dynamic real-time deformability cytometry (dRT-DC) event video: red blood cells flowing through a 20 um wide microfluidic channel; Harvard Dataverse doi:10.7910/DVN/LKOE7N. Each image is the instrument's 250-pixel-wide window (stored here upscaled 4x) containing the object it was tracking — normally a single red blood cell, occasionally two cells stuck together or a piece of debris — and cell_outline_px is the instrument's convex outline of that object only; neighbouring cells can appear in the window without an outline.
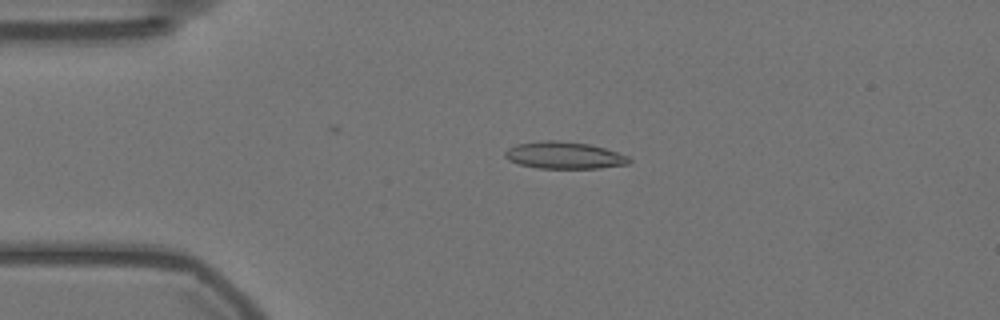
{"species": "Egyptian fruit bat (a non-hibernating species)", "species_latin": "Rousettus aegyptiacus", "temperature_condition": "warm", "stored_images_in_passage": 57, "camera_frame_rate_fps": 3000, "um_per_image_px": 0.085, "animal": {"sex": "female"}, "frame": {"image": 1, "passage_image": 13, "time_ms": 4.0, "image_size_px": [1000, 320], "cell_outline_px": [[632, 160], [628, 164], [600, 168], [540, 168], [520, 164], [508, 160], [504, 156], [504, 152], [508, 148], [516, 144], [548, 140], [556, 140], [588, 144], [604, 148], [628, 156]], "centroid_in_image_um": [47.95, 13.2], "position_along_channel_um": 37.1, "area_um2": 19.36}}
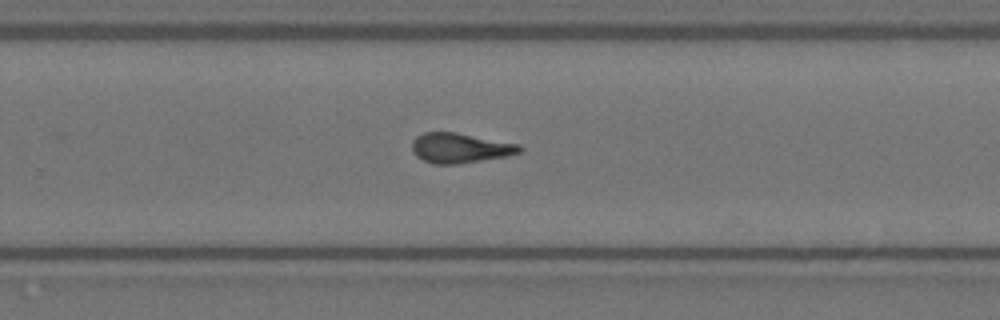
{"frame": {"image": 2, "passage_image": 37, "time_ms": 12.0, "image_size_px": [1000, 320], "cell_outline_px": [[524, 148], [520, 152], [508, 156], [456, 164], [432, 164], [416, 156], [412, 152], [412, 140], [416, 136], [424, 132], [456, 132], [520, 144]], "centroid_in_image_um": [39.1, 12.57], "position_along_channel_um": 290.7, "area_um2": 18.9}}
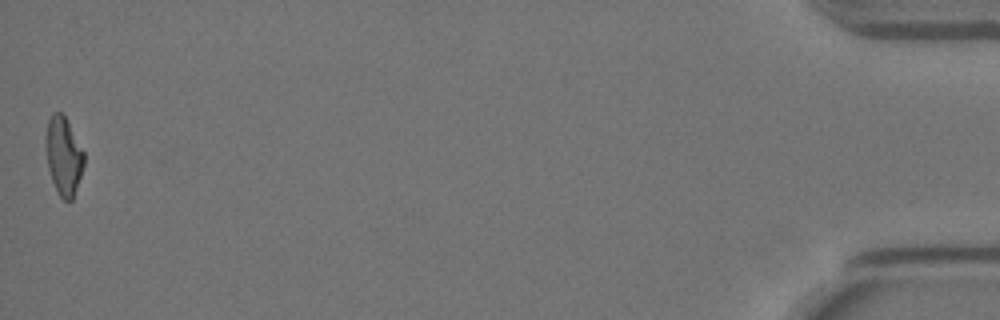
{"frame": {"image": 3, "passage_image": 57, "time_ms": 18.667, "image_size_px": [1000, 320], "cell_outline_px": [[84, 164], [72, 200], [64, 200], [60, 196], [52, 180], [48, 168], [44, 140], [44, 136], [48, 120], [52, 112], [60, 112], [64, 116], [84, 152]], "centroid_in_image_um": [5.37, 13.22], "position_along_channel_um": 429.8, "area_um2": 17.22}, "authors_computed_cell_mechanics": {"area_um2": 18.5538, "velocity_mm_per_s": 3.5625, "shape_relaxation_time_tau1_ms": null, "shape_relaxation_time_tau2_ms": 2.049, "deformation_change_tau1": null, "deformation_change_tau2": 0.1178}}